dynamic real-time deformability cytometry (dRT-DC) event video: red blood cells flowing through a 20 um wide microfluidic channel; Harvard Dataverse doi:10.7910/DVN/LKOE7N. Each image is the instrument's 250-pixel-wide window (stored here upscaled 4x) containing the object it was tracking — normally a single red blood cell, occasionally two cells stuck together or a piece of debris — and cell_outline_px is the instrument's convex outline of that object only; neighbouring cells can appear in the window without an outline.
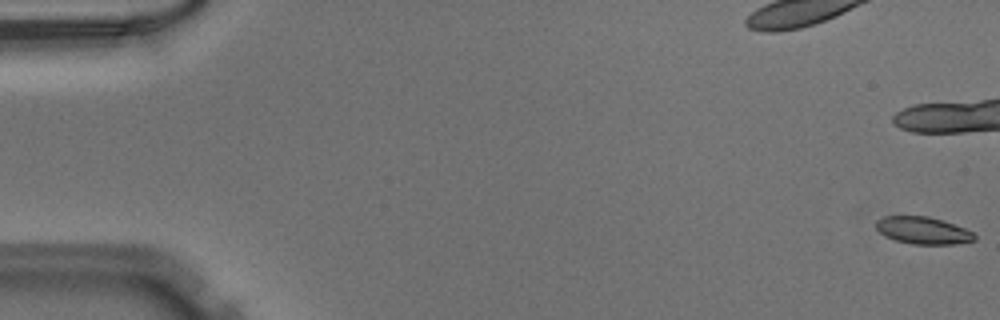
{"species": "Egyptian fruit bat (a non-hibernating species)", "species_latin": "Rousettus aegyptiacus", "temperature_condition": "warm", "stored_images_in_passage": 42, "camera_frame_rate_fps": 3000, "um_per_image_px": 0.085, "animal": {"sex": "male"}, "frame": {"image": 1, "passage_image": 1, "time_ms": 0.0, "image_size_px": [1000, 320], "cell_outline_px": [[976, 240], [952, 244], [912, 244], [896, 240], [884, 236], [876, 228], [876, 220], [884, 216], [928, 216], [964, 228], [972, 232], [976, 236]], "centroid_in_image_um": [78.42, 19.59], "position_along_channel_um": 6.6, "area_um2": 15.43}}